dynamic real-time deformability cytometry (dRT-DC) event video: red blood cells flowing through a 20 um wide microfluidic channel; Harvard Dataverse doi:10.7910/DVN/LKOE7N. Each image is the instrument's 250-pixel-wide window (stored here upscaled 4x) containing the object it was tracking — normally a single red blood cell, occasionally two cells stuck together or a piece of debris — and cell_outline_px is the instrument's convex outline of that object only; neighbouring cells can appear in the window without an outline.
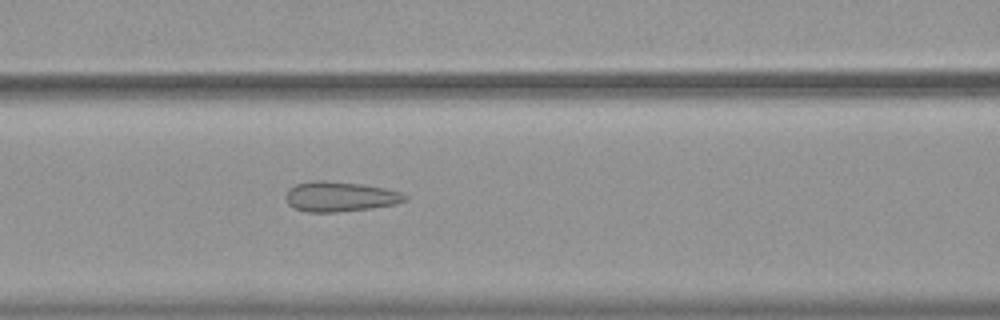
{"species": "common noctule bat (a hibernating species)", "species_latin": "Nyctalus noctula", "temperature_condition": "warm", "stored_images_in_passage": 54, "camera_frame_rate_fps": 3000, "um_per_image_px": 0.085, "animal": {"sex": "female", "body_mass_g": 19.9}, "frame": {"image": 1, "passage_image": 24, "time_ms": 7.667, "image_size_px": [1000, 320], "cell_outline_px": [[408, 200], [396, 204], [372, 208], [336, 212], [304, 212], [288, 204], [284, 196], [288, 188], [296, 184], [312, 180], [324, 180], [364, 184], [384, 188], [400, 192], [408, 196]], "centroid_in_image_um": [28.88, 16.7], "position_along_channel_um": 137.7, "area_um2": 21.1}}
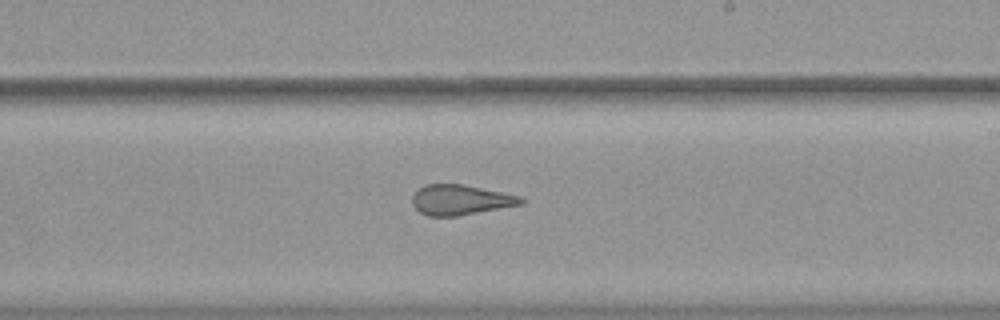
{"frame": {"image": 2, "passage_image": 33, "time_ms": 10.667, "image_size_px": [1000, 320], "cell_outline_px": [[524, 204], [456, 216], [428, 216], [420, 212], [412, 204], [412, 196], [424, 184], [464, 184], [520, 196], [524, 200]], "centroid_in_image_um": [39.13, 16.98], "position_along_channel_um": 249.9, "area_um2": 19.02}}
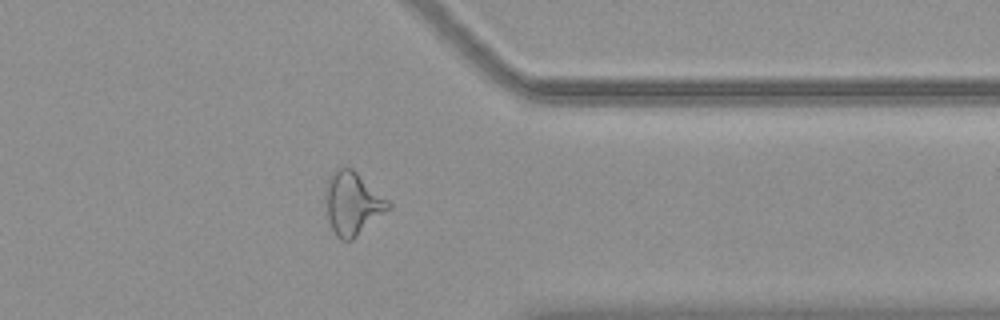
{"frame": {"image": 3, "passage_image": 44, "time_ms": 14.333, "image_size_px": [1000, 320], "cell_outline_px": [[392, 208], [352, 240], [340, 240], [336, 236], [328, 220], [324, 196], [324, 192], [328, 180], [332, 172], [340, 168], [352, 168], [388, 200], [392, 204]], "centroid_in_image_um": [29.96, 17.31], "position_along_channel_um": 381.4, "area_um2": 23.06}, "authors_computed_cell_mechanics": {"area_um2": 23.7558, "velocity_mm_per_s": 3.7557, "shape_relaxation_time_tau1_ms": null, "shape_relaxation_time_tau2_ms": 1.3899, "deformation_change_tau1": null, "deformation_change_tau2": 0.1253}}